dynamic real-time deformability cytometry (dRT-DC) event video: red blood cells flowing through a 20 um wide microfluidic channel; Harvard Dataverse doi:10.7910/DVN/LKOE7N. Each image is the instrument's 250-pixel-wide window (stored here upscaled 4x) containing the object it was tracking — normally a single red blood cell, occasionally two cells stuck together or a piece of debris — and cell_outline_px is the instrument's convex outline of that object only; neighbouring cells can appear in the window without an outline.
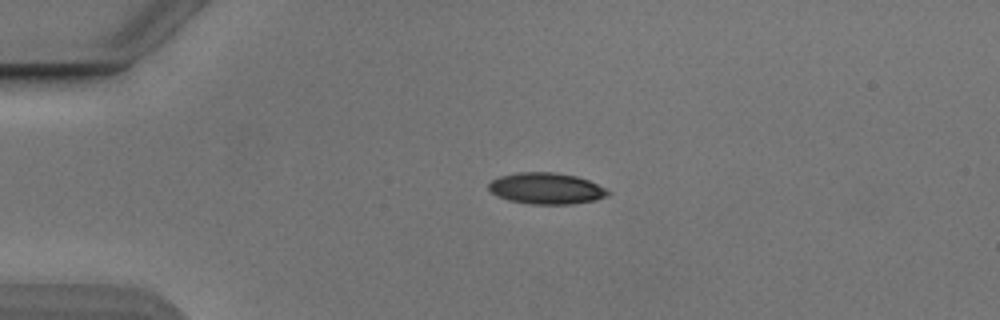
{"species": "Egyptian fruit bat (a non-hibernating species)", "species_latin": "Rousettus aegyptiacus", "temperature_condition": "cold", "stored_images_in_passage": 42, "camera_frame_rate_fps": 3000, "um_per_image_px": 0.085, "animal": {"sex": "male"}, "frame": {"image": 1, "passage_image": 1, "time_ms": 0.0, "image_size_px": [1000, 320], "cell_outline_px": [[612, 192], [608, 196], [596, 200], [572, 204], [532, 204], [508, 200], [496, 196], [488, 188], [488, 184], [492, 180], [500, 176], [516, 172], [556, 172], [576, 176], [588, 180], [608, 188]], "centroid_in_image_um": [46.47, 16.01], "position_along_channel_um": 38.5, "area_um2": 22.02}}
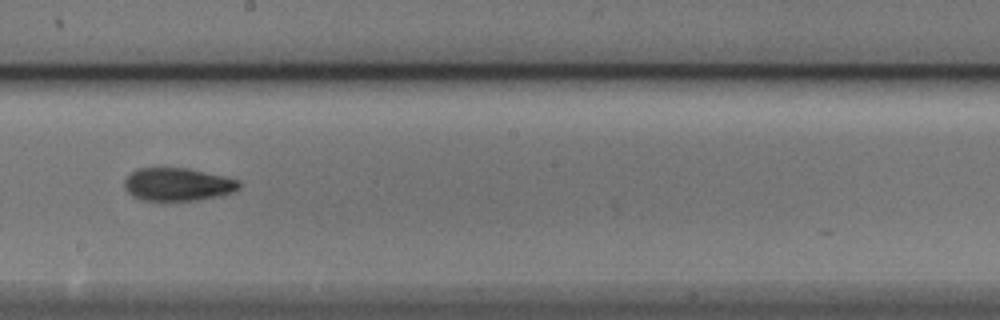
{"frame": {"image": 2, "passage_image": 19, "time_ms": 6.0, "image_size_px": [1000, 320], "cell_outline_px": [[240, 188], [236, 192], [220, 196], [200, 200], [140, 200], [132, 196], [124, 188], [124, 180], [136, 168], [188, 168], [240, 180]], "centroid_in_image_um": [15.12, 15.68], "position_along_channel_um": 233.1, "area_um2": 22.2}}
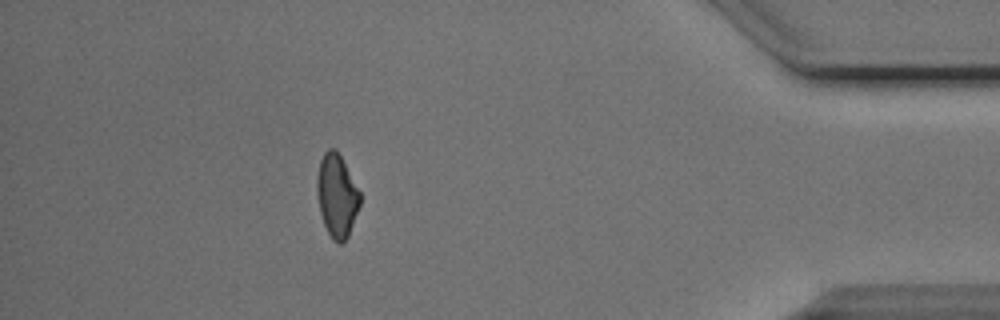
{"frame": {"image": 3, "passage_image": 36, "time_ms": 11.667, "image_size_px": [1000, 320], "cell_outline_px": [[360, 204], [348, 236], [340, 244], [332, 240], [324, 224], [320, 212], [316, 192], [316, 176], [320, 160], [324, 152], [328, 148], [332, 148], [340, 156], [360, 192]], "centroid_in_image_um": [28.6, 16.64], "position_along_channel_um": 406.6, "area_um2": 20.58}, "authors_computed_cell_mechanics": {"area_um2": 21.9062, "velocity_mm_per_s": 3.8812, "shape_relaxation_time_tau1_ms": 6.7141, "shape_relaxation_time_tau2_ms": 2.3358, "deformation_change_tau1": 0.174, "deformation_change_tau2": 0.0817}}